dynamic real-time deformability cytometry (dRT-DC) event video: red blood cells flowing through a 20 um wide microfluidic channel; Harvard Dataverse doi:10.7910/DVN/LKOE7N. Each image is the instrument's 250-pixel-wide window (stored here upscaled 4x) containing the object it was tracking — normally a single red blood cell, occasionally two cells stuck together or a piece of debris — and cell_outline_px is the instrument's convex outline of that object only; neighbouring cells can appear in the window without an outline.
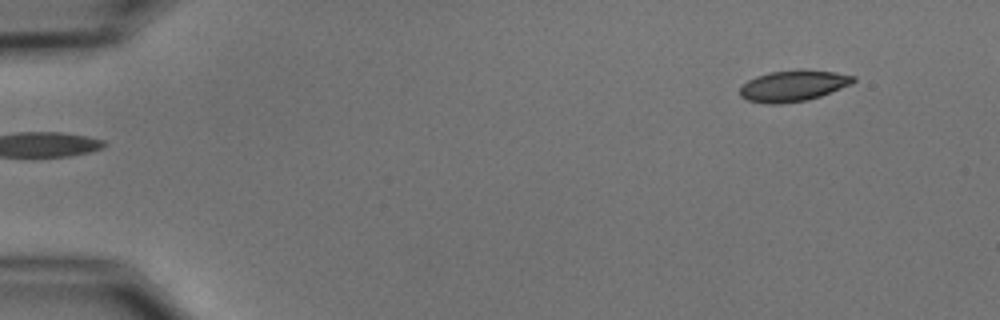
{"species": "common noctule bat (a hibernating species)", "species_latin": "Nyctalus noctula", "temperature_condition": "cold", "stored_images_in_passage": 6, "segment_of_instrument_passage": [2, 2], "camera_frame_rate_fps": 3000, "um_per_image_px": 0.085, "animal": {"sex": "male", "body_mass_g": 15.6}, "frame": {"image": 1, "passage_image": 6, "time_ms": 6.0, "image_size_px": [1000, 320], "cell_outline_px": [[856, 80], [852, 84], [820, 96], [808, 100], [780, 104], [768, 104], [748, 100], [740, 96], [740, 88], [748, 80], [756, 76], [772, 72], [836, 72], [856, 76]], "centroid_in_image_um": [67.42, 7.34], "position_along_channel_um": 17.6, "area_um2": 19.83}}